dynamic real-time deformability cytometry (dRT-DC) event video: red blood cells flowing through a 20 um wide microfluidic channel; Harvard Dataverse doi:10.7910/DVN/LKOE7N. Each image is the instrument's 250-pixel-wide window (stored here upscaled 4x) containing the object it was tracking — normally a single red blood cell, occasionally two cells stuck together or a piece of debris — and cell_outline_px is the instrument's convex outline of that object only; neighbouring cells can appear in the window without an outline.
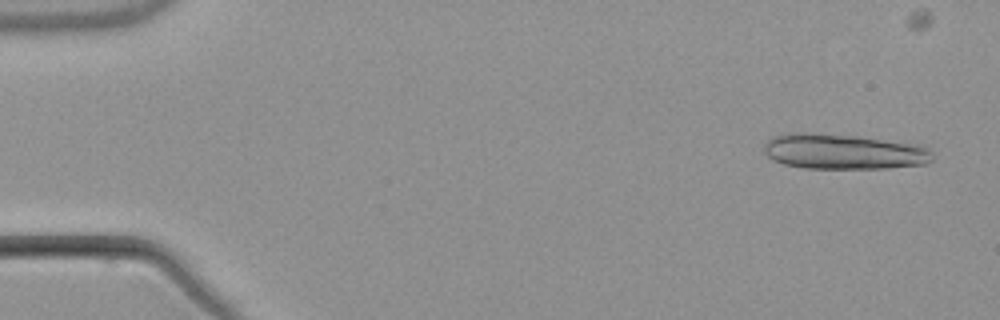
{"species": "common noctule bat (a hibernating species)", "species_latin": "Nyctalus noctula", "temperature_condition": "warm", "stored_images_in_passage": 5, "camera_frame_rate_fps": 3000, "um_per_image_px": 0.085, "animal": {"sex": "male", "body_mass_g": 21.5, "forearm_length_mm": 52.0}, "frame": {"image": 1, "passage_image": 1, "time_ms": 0.0, "image_size_px": [1000, 320], "cell_outline_px": [[932, 160], [924, 164], [888, 168], [804, 168], [784, 164], [772, 160], [764, 152], [764, 144], [772, 136], [784, 132], [800, 132], [860, 136], [928, 144], [932, 152]], "centroid_in_image_um": [71.75, 12.86], "position_along_channel_um": 13.2, "area_um2": 35.43}}